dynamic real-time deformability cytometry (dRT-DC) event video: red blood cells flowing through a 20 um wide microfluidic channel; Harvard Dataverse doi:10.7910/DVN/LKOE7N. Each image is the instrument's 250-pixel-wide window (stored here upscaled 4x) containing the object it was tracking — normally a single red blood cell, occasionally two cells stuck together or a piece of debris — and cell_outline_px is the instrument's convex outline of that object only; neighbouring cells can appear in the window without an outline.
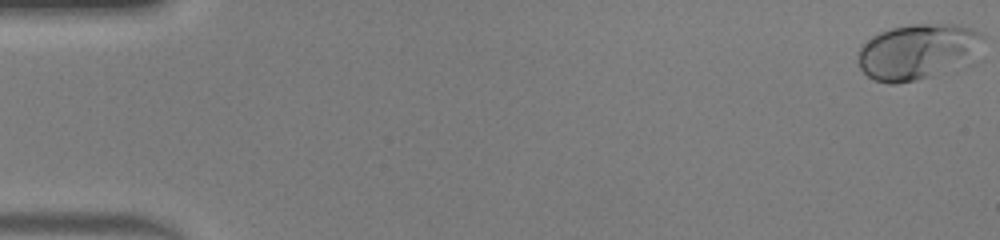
{"species": "human", "species_latin": "Homo sapiens", "temperature_condition": "warm", "stored_images_in_passage": 48, "camera_frame_rate_fps": 3000, "um_per_image_px": 0.085, "donor": {"sex": "male"}, "frame": {"image": 1, "passage_image": 1, "time_ms": 0.0, "image_size_px": [1000, 240], "cell_outline_px": [[984, 60], [976, 64], [932, 76], [916, 80], [896, 84], [888, 84], [872, 80], [860, 68], [856, 60], [856, 56], [860, 44], [872, 36], [880, 32], [892, 28], [908, 24], [960, 24], [972, 28], [980, 32], [984, 36]], "centroid_in_image_um": [78.15, 4.41], "position_along_channel_um": 6.8, "area_um2": 42.83}}
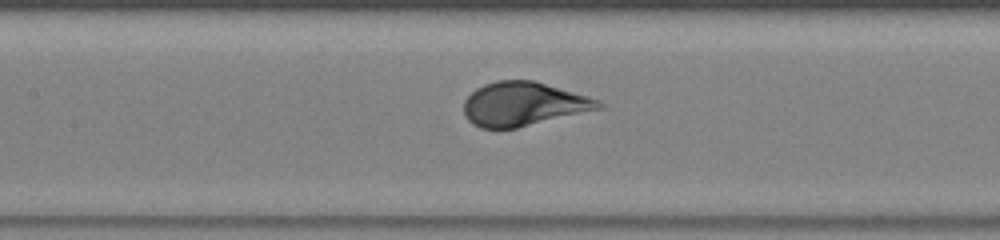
{"frame": {"image": 2, "passage_image": 23, "time_ms": 7.333, "image_size_px": [1000, 240], "cell_outline_px": [[608, 104], [604, 108], [516, 128], [480, 128], [472, 124], [464, 116], [464, 100], [476, 88], [484, 84], [496, 80], [532, 80], [588, 96], [600, 100]], "centroid_in_image_um": [44.51, 8.84], "position_along_channel_um": 162.9, "area_um2": 34.56}}
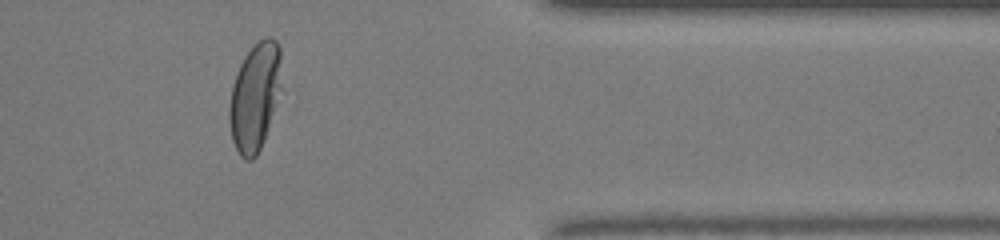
{"frame": {"image": 3, "passage_image": 40, "time_ms": 13.0, "image_size_px": [1000, 240], "cell_outline_px": [[284, 92], [264, 140], [256, 156], [252, 160], [244, 160], [240, 156], [232, 140], [228, 120], [228, 108], [232, 84], [240, 64], [244, 56], [264, 36], [272, 36], [276, 40], [280, 48], [284, 88]], "centroid_in_image_um": [21.72, 8.22], "position_along_channel_um": 389.7, "area_um2": 34.16}, "authors_computed_cell_mechanics": {"area_um2": 35.6048, "velocity_mm_per_s": 4.3357, "shape_relaxation_time_tau1_ms": 2.971, "shape_relaxation_time_tau2_ms": null, "deformation_change_tau1": 0.1916, "deformation_change_tau2": null}}